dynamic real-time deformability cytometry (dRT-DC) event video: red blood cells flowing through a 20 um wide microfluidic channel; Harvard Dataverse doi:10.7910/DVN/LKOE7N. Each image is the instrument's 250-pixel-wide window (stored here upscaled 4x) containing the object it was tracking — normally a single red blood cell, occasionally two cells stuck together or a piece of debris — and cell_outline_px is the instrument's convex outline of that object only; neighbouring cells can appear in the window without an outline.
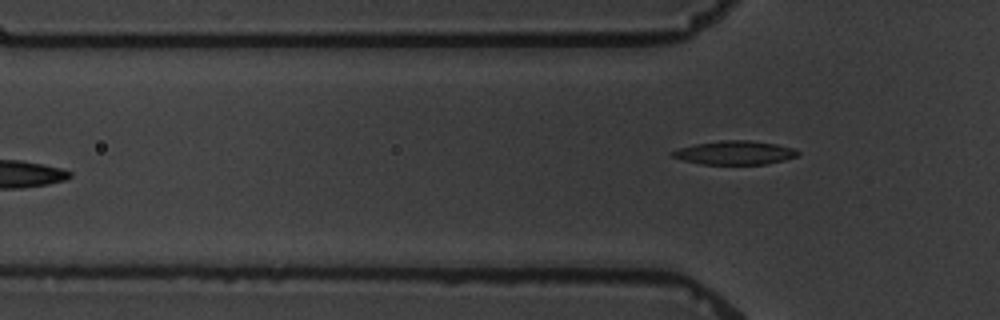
{"species": "common noctule bat (a hibernating species)", "species_latin": "Nyctalus noctula", "temperature_condition": "warm", "stored_images_in_passage": 7, "camera_frame_rate_fps": 3000, "um_per_image_px": 0.085, "animal": {"sex": "male", "body_mass_g": 19.5, "forearm_length_mm": 54.6}, "frame": {"image": 1, "passage_image": 7, "time_ms": 7.0, "image_size_px": [1000, 320], "cell_outline_px": [[800, 152], [796, 156], [784, 160], [768, 164], [700, 164], [684, 160], [672, 156], [668, 152], [680, 148], [696, 144], [720, 140], [748, 140], [776, 144], [796, 148]], "centroid_in_image_um": [62.48, 12.98], "position_along_channel_um": 63.3, "area_um2": 17.34}}